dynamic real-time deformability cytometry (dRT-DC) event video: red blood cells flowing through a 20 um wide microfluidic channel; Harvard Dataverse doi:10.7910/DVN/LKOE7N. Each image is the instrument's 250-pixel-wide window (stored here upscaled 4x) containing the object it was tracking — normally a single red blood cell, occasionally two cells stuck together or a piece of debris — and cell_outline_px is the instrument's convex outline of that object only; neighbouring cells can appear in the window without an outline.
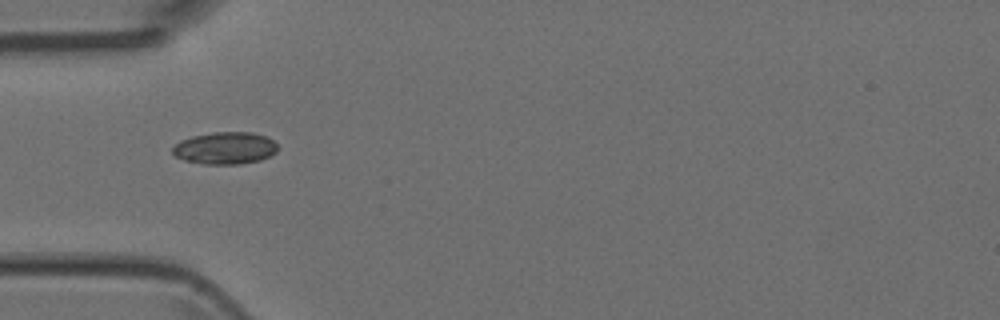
{"species": "Egyptian fruit bat (a non-hibernating species)", "species_latin": "Rousettus aegyptiacus", "temperature_condition": "room temperature", "stored_images_in_passage": 6, "camera_frame_rate_fps": 3000, "um_per_image_px": 0.085, "animal": {"sex": "female"}, "frame": {"image": 1, "passage_image": 1, "time_ms": 0.0, "image_size_px": [1000, 320], "cell_outline_px": [[276, 152], [260, 160], [240, 164], [204, 164], [184, 160], [176, 156], [172, 152], [172, 148], [180, 140], [192, 136], [212, 132], [252, 132], [264, 136], [272, 140], [276, 144]], "centroid_in_image_um": [19.1, 12.58], "position_along_channel_um": 65.9, "area_um2": 19.59}}
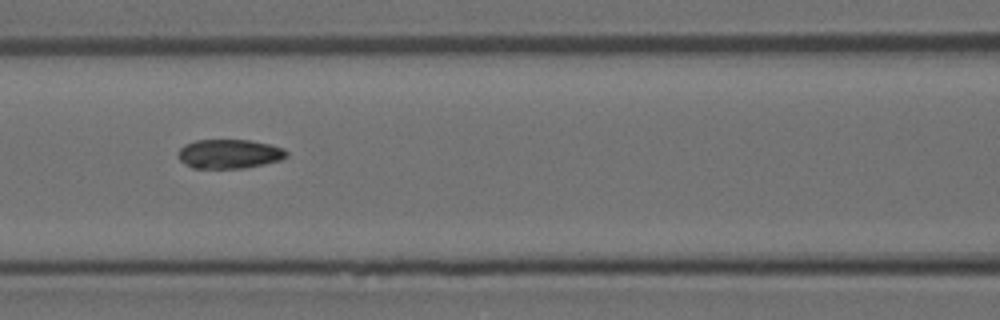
{"frame": {"image": 2, "passage_image": 3, "time_ms": 2.0, "image_size_px": [1000, 320], "cell_outline_px": [[288, 156], [280, 160], [244, 168], [192, 168], [180, 160], [180, 148], [184, 144], [196, 140], [248, 140], [268, 144], [284, 148], [288, 152]], "centroid_in_image_um": [19.5, 13.08], "position_along_channel_um": 147.1, "area_um2": 18.26}}
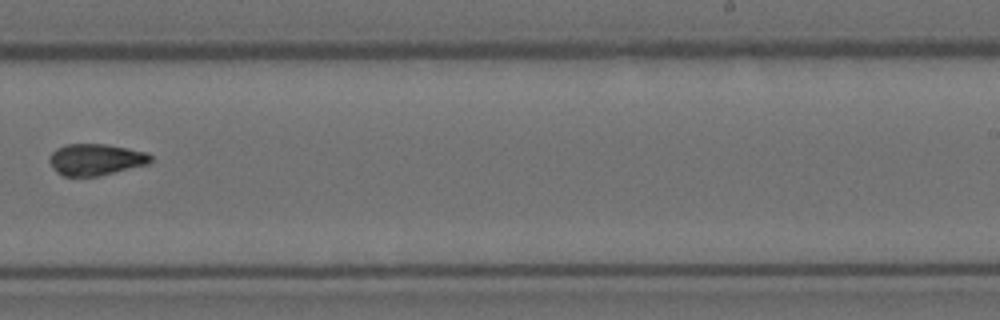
{"frame": {"image": 3, "passage_image": 6, "time_ms": 5.333, "image_size_px": [1000, 320], "cell_outline_px": [[152, 160], [148, 164], [100, 176], [64, 176], [56, 172], [52, 168], [48, 160], [52, 152], [56, 148], [68, 144], [104, 144], [128, 148], [148, 152], [152, 156]], "centroid_in_image_um": [8.14, 13.56], "position_along_channel_um": 280.9, "area_um2": 18.73}}